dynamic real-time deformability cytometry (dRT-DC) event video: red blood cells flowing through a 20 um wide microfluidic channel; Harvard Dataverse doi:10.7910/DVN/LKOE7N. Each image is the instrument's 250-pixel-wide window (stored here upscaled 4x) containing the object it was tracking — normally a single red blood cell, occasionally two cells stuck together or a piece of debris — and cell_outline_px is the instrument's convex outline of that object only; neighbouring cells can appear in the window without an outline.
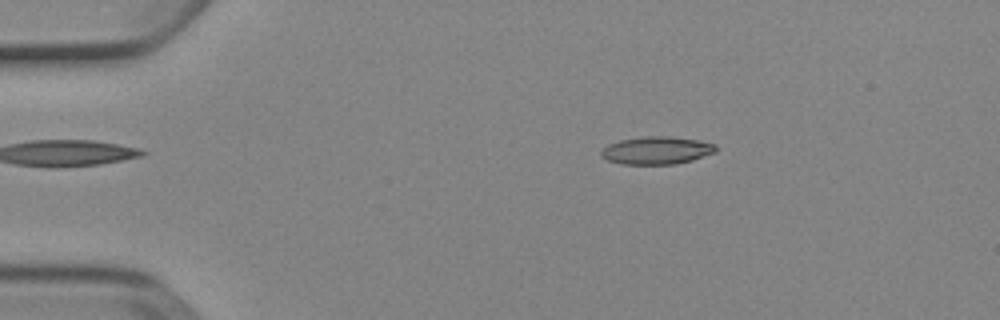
{"species": "Egyptian fruit bat (a non-hibernating species)", "species_latin": "Rousettus aegyptiacus", "temperature_condition": "cold", "stored_images_in_passage": 6, "camera_frame_rate_fps": 3000, "um_per_image_px": 0.085, "animal": {"sex": "female"}, "frame": {"image": 1, "passage_image": 2, "time_ms": 0.333, "image_size_px": [1000, 320], "cell_outline_px": [[716, 152], [692, 160], [676, 164], [620, 164], [608, 160], [600, 156], [600, 152], [608, 144], [620, 140], [644, 136], [668, 136], [696, 140], [716, 144]], "centroid_in_image_um": [55.8, 12.79], "position_along_channel_um": 29.2, "area_um2": 18.5}}
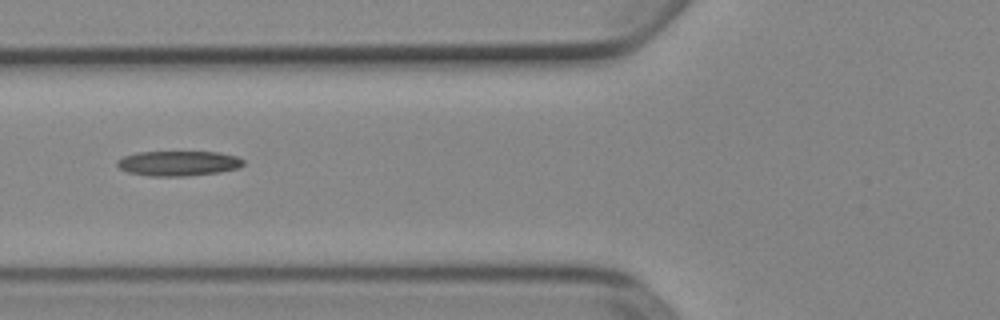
{"frame": {"image": 2, "passage_image": 5, "time_ms": 1.333, "image_size_px": [1000, 320], "cell_outline_px": [[244, 164], [240, 168], [220, 172], [188, 176], [148, 176], [128, 172], [120, 168], [116, 164], [116, 160], [124, 156], [136, 152], [220, 152], [236, 156], [244, 160]], "centroid_in_image_um": [15.17, 13.88], "position_along_channel_um": 110.6, "area_um2": 18.55}}
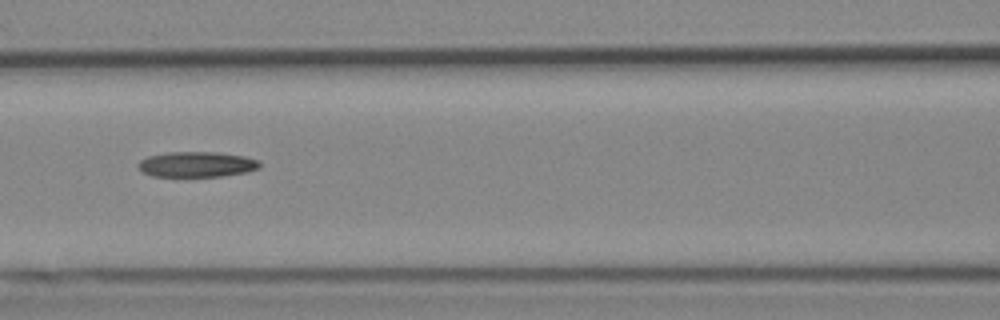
{"frame": {"image": 3, "passage_image": 6, "time_ms": 1.667, "image_size_px": [1000, 320], "cell_outline_px": [[260, 168], [248, 172], [220, 176], [152, 176], [140, 172], [136, 164], [140, 160], [148, 156], [168, 152], [216, 152], [244, 156], [260, 160]], "centroid_in_image_um": [16.7, 13.97], "position_along_channel_um": 149.9, "area_um2": 18.15}}